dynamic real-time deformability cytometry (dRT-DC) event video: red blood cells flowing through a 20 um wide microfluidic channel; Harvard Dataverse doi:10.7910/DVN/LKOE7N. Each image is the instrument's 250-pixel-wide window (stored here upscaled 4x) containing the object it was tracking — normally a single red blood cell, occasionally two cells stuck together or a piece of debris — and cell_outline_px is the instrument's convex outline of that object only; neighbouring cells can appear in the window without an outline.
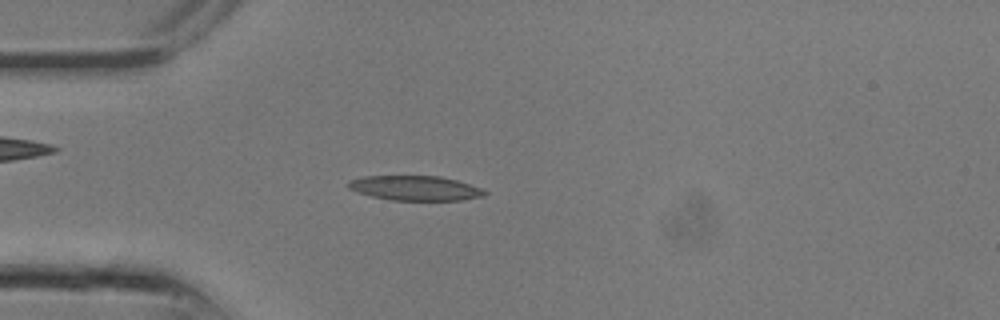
{"species": "common noctule bat (a hibernating species)", "species_latin": "Nyctalus noctula", "temperature_condition": "room temperature", "stored_images_in_passage": 11, "camera_frame_rate_fps": 3000, "um_per_image_px": 0.085, "animal": {"sex": "male", "body_mass_g": 13.3}, "frame": {"image": 1, "passage_image": 6, "time_ms": 1.667, "image_size_px": [1000, 320], "cell_outline_px": [[488, 192], [484, 196], [460, 200], [392, 200], [372, 196], [348, 188], [348, 180], [364, 176], [440, 176], [456, 180], [480, 188]], "centroid_in_image_um": [35.29, 15.98], "position_along_channel_um": 49.7, "area_um2": 19.42}}
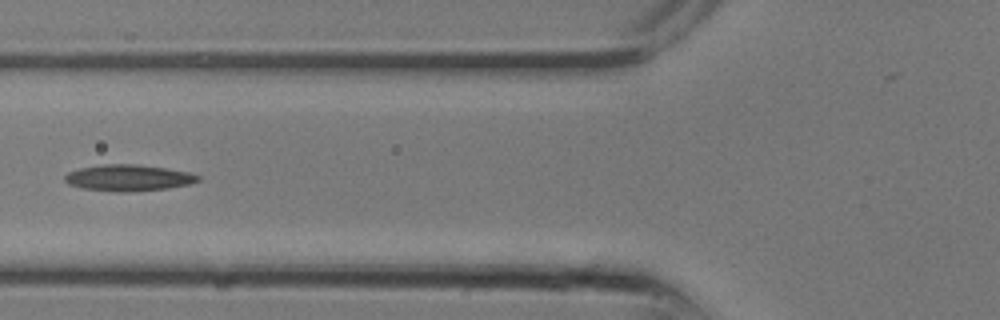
{"frame": {"image": 2, "passage_image": 9, "time_ms": 2.667, "image_size_px": [1000, 320], "cell_outline_px": [[200, 180], [188, 184], [168, 188], [124, 192], [116, 192], [80, 188], [68, 184], [64, 180], [64, 176], [68, 172], [80, 168], [104, 164], [140, 164], [188, 172], [200, 176]], "centroid_in_image_um": [10.88, 15.11], "position_along_channel_um": 114.9, "area_um2": 20.4}}